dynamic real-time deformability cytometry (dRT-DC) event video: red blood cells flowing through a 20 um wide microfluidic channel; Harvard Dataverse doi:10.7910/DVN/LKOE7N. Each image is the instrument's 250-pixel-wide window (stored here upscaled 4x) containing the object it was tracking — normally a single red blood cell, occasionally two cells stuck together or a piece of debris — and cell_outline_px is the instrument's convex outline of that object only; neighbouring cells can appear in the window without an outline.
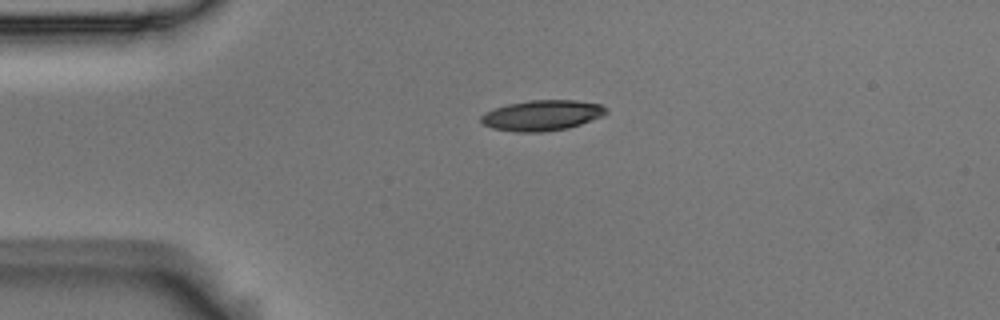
{"species": "Egyptian fruit bat (a non-hibernating species)", "species_latin": "Rousettus aegyptiacus", "temperature_condition": "room temperature", "stored_images_in_passage": 3, "camera_frame_rate_fps": 3000, "um_per_image_px": 0.085, "animal": {"sex": "male"}, "frame": {"image": 1, "passage_image": 1, "time_ms": 0.0, "image_size_px": [1000, 320], "cell_outline_px": [[608, 112], [604, 116], [568, 128], [544, 132], [512, 132], [492, 128], [484, 124], [480, 120], [480, 116], [484, 112], [508, 104], [532, 100], [576, 100], [600, 104]], "centroid_in_image_um": [46.06, 9.81], "position_along_channel_um": 38.9, "area_um2": 22.25}}
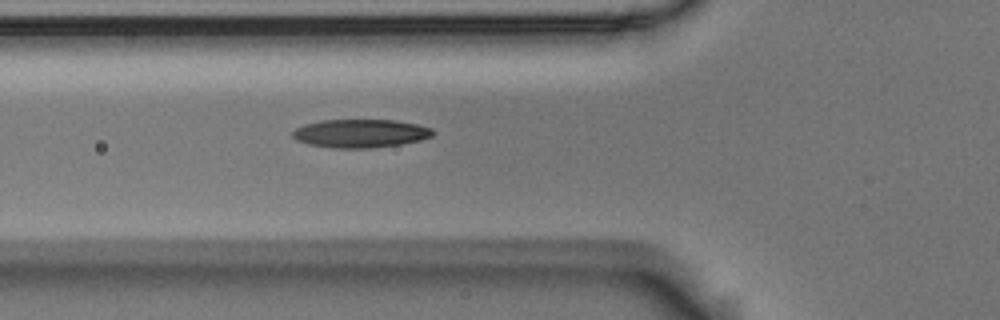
{"frame": {"image": 2, "passage_image": 3, "time_ms": 0.667, "image_size_px": [1000, 320], "cell_outline_px": [[432, 136], [420, 140], [400, 144], [372, 148], [332, 148], [308, 144], [296, 140], [292, 136], [292, 132], [296, 128], [304, 124], [320, 120], [392, 120], [416, 124], [432, 128]], "centroid_in_image_um": [30.59, 11.34], "position_along_channel_um": 95.2, "area_um2": 23.12}}